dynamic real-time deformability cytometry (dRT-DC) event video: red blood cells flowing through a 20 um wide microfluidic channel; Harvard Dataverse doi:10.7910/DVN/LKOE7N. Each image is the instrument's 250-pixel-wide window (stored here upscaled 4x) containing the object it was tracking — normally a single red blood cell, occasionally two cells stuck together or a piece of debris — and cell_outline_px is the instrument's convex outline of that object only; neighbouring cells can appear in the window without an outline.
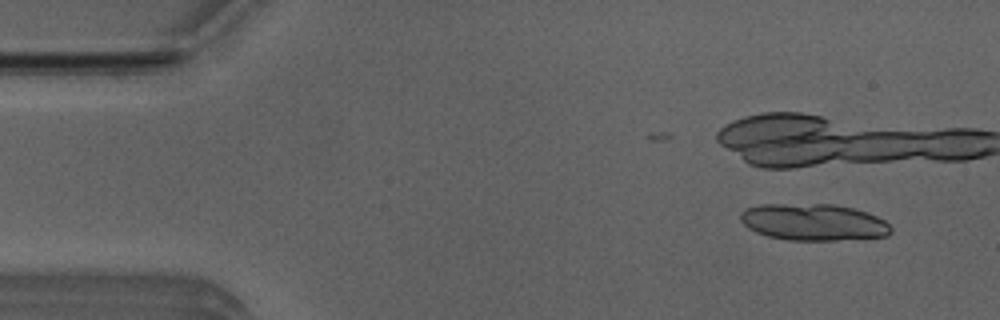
{"species": "Egyptian fruit bat (a non-hibernating species)", "species_latin": "Rousettus aegyptiacus", "temperature_condition": "room temperature", "stored_images_in_passage": 11, "camera_frame_rate_fps": 3000, "um_per_image_px": 0.085, "animal": {"sex": "male"}, "frame": {"image": 1, "passage_image": 4, "time_ms": 1.0, "image_size_px": [1000, 320], "cell_outline_px": [[892, 232], [888, 236], [836, 240], [788, 240], [768, 236], [756, 232], [748, 228], [740, 220], [740, 212], [748, 208], [760, 204], [832, 204], [852, 208], [876, 216], [884, 220], [892, 228]], "centroid_in_image_um": [69.13, 18.88], "position_along_channel_um": 15.9, "area_um2": 32.14}}